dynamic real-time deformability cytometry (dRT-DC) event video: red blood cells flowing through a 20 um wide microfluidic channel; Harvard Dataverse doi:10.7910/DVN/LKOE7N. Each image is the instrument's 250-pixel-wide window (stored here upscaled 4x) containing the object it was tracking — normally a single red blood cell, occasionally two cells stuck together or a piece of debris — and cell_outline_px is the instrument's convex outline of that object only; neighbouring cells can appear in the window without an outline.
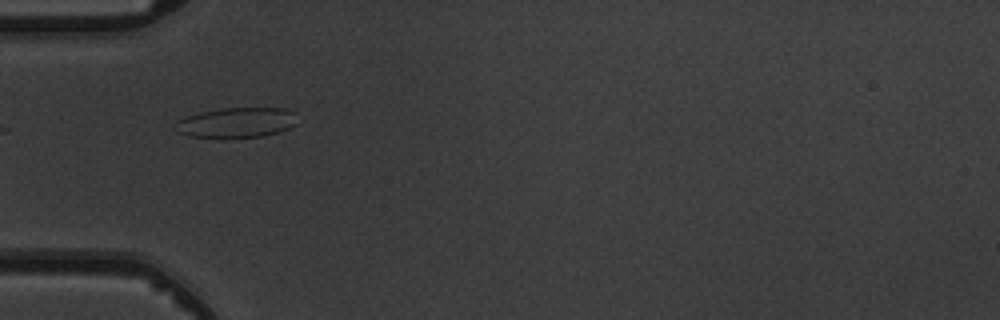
{"species": "common noctule bat (a hibernating species)", "species_latin": "Nyctalus noctula", "temperature_condition": "warm", "stored_images_in_passage": 5, "camera_frame_rate_fps": 3000, "um_per_image_px": 0.085, "animal": {"sex": "male", "body_mass_g": 19.5, "forearm_length_mm": 54.6}, "frame": {"image": 1, "passage_image": 3, "time_ms": 2.333, "image_size_px": [1000, 320], "cell_outline_px": [[296, 124], [280, 132], [264, 136], [188, 136], [176, 132], [172, 124], [176, 120], [184, 116], [196, 112], [220, 108], [284, 108], [296, 112]], "centroid_in_image_um": [20.06, 10.39], "position_along_channel_um": 64.9, "area_um2": 21.5}}
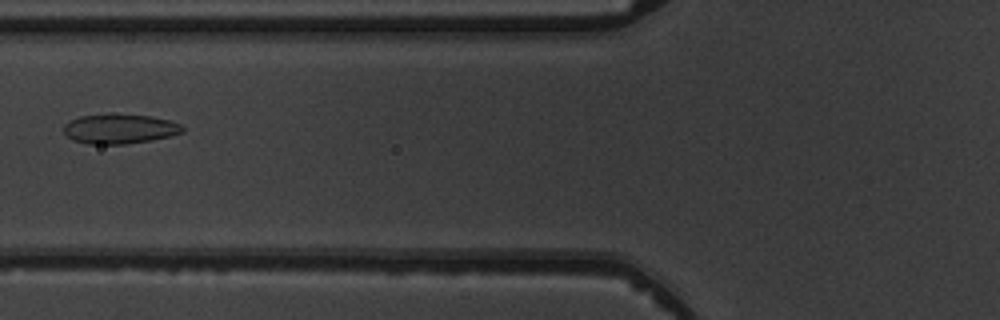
{"frame": {"image": 2, "passage_image": 4, "time_ms": 3.667, "image_size_px": [1000, 320], "cell_outline_px": [[184, 132], [152, 140], [124, 144], [88, 144], [72, 140], [64, 132], [64, 124], [68, 120], [80, 116], [108, 112], [116, 112], [152, 116], [172, 120], [180, 124], [184, 128]], "centroid_in_image_um": [10.16, 10.91], "position_along_channel_um": 115.6, "area_um2": 21.21}}
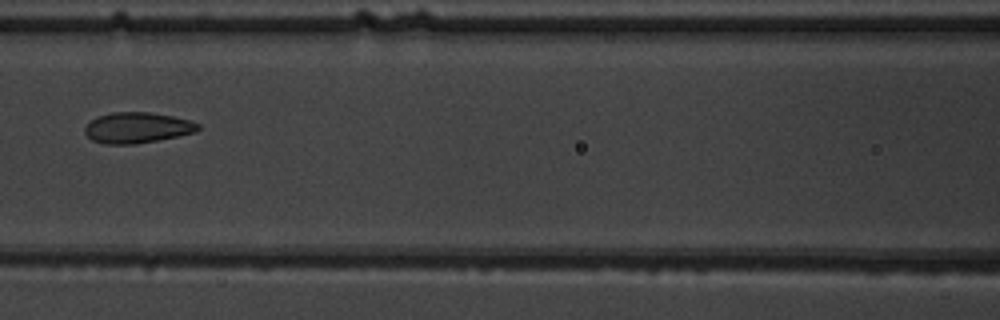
{"frame": {"image": 3, "passage_image": 5, "time_ms": 4.667, "image_size_px": [1000, 320], "cell_outline_px": [[200, 128], [196, 132], [136, 144], [104, 144], [92, 140], [84, 132], [84, 128], [96, 116], [112, 112], [148, 112], [172, 116], [188, 120], [200, 124]], "centroid_in_image_um": [11.64, 10.85], "position_along_channel_um": 155.0, "area_um2": 20.17}}